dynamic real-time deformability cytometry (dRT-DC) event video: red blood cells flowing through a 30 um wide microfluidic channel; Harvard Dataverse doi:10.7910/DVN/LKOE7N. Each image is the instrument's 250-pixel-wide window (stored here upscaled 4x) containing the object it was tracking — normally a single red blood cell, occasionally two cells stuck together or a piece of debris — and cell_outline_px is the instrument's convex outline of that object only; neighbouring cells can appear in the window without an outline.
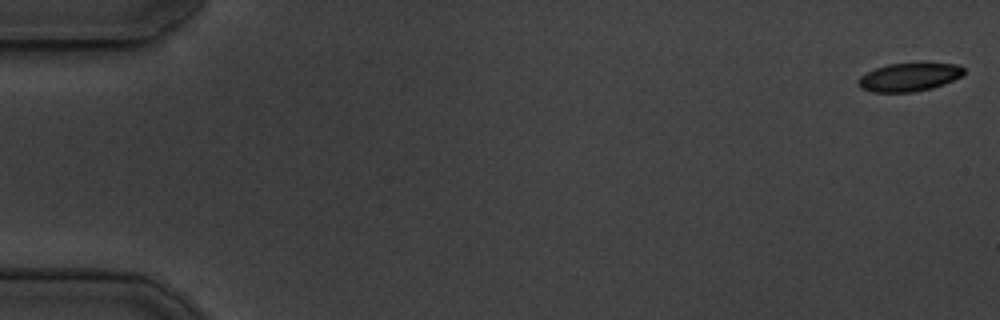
{"species": "common noctule bat (a hibernating species)", "species_latin": "Nyctalus noctula", "temperature_condition": "cold", "stored_images_in_passage": 54, "camera_frame_rate_fps": 3000, "um_per_image_px": 0.085, "animal": {"sex": "male", "body_mass_g": 19.5, "forearm_length_mm": 54.6}, "frame": {"image": 1, "passage_image": 1, "time_ms": 0.0, "image_size_px": [1000, 320], "cell_outline_px": [[964, 72], [960, 76], [944, 84], [932, 88], [912, 92], [872, 92], [860, 88], [856, 84], [856, 80], [860, 76], [876, 68], [888, 64], [924, 60], [956, 64], [964, 68]], "centroid_in_image_um": [77.27, 6.51], "position_along_channel_um": 7.7, "area_um2": 18.15}}
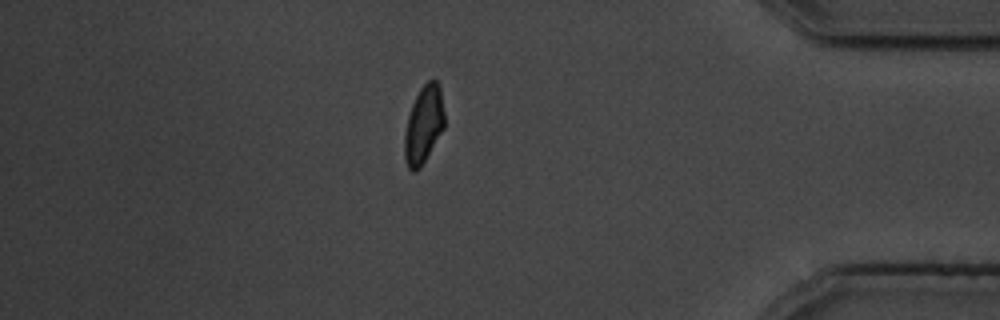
{"frame": {"image": 2, "passage_image": 47, "time_ms": 15.333, "image_size_px": [1000, 320], "cell_outline_px": [[444, 128], [420, 168], [412, 172], [408, 168], [404, 160], [404, 136], [408, 116], [412, 104], [420, 88], [428, 80], [436, 80], [440, 88], [444, 112]], "centroid_in_image_um": [36.0, 10.61], "position_along_channel_um": 399.2, "area_um2": 17.98}}
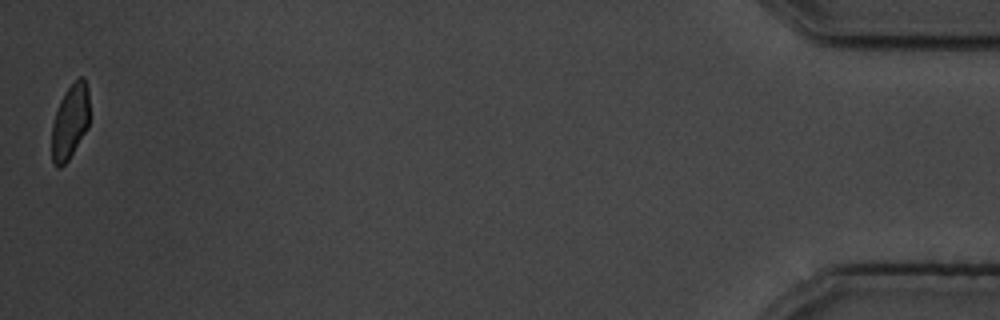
{"frame": {"image": 3, "passage_image": 54, "time_ms": 17.667, "image_size_px": [1000, 320], "cell_outline_px": [[88, 128], [68, 160], [60, 168], [56, 168], [52, 164], [52, 124], [60, 100], [64, 92], [80, 76], [84, 76], [88, 88]], "centroid_in_image_um": [5.95, 10.36], "position_along_channel_um": 429.3, "area_um2": 16.42}, "authors_computed_cell_mechanics": {"area_um2": 18.7561, "velocity_mm_per_s": 3.7279, "shape_relaxation_time_tau1_ms": 2.6336, "shape_relaxation_time_tau2_ms": 3.8426, "deformation_change_tau1": 0.0757, "deformation_change_tau2": 0.0659}}